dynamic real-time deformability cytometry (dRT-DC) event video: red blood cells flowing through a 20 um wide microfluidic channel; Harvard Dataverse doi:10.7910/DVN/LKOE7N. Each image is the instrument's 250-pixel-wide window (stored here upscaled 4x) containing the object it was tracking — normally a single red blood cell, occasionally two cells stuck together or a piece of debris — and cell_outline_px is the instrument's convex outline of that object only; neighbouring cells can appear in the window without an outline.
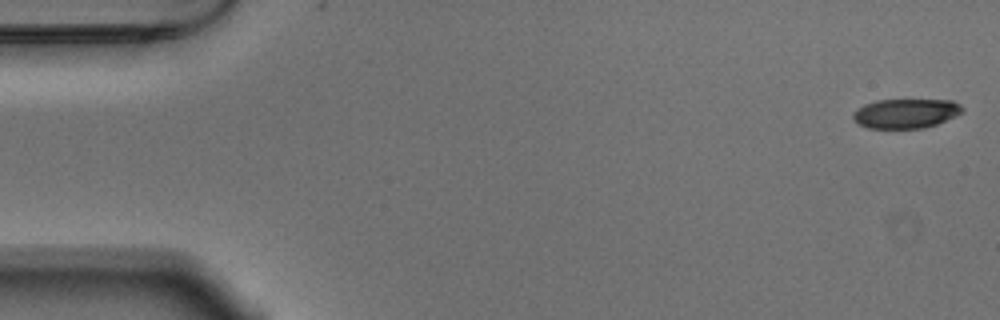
{"species": "Egyptian fruit bat (a non-hibernating species)", "species_latin": "Rousettus aegyptiacus", "temperature_condition": "warm", "stored_images_in_passage": 54, "camera_frame_rate_fps": 3000, "um_per_image_px": 0.085, "animal": {"sex": "male"}, "frame": {"image": 1, "passage_image": 1, "time_ms": 0.0, "image_size_px": [1000, 320], "cell_outline_px": [[964, 112], [956, 116], [936, 124], [924, 128], [868, 128], [860, 124], [852, 116], [864, 104], [876, 100], [952, 100], [960, 104], [964, 108]], "centroid_in_image_um": [77.06, 9.63], "position_along_channel_um": 7.9, "area_um2": 18.61}}
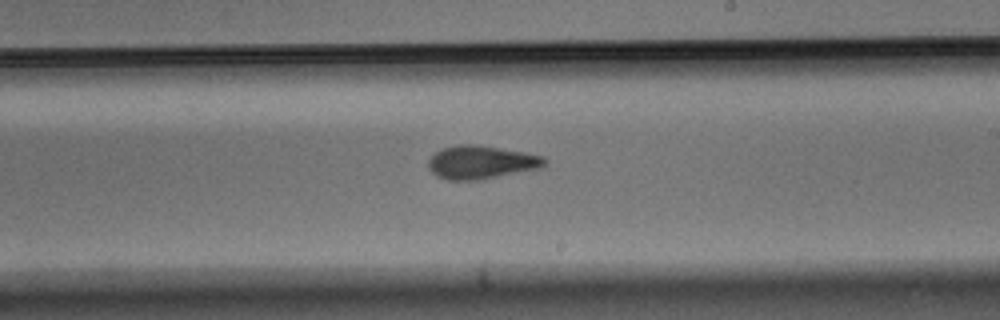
{"frame": {"image": 2, "passage_image": 31, "time_ms": 10.0, "image_size_px": [1000, 320], "cell_outline_px": [[548, 160], [540, 168], [476, 180], [448, 180], [436, 176], [428, 168], [428, 160], [436, 152], [444, 148], [460, 144], [472, 144], [524, 152], [544, 156]], "centroid_in_image_um": [40.88, 13.79], "position_along_channel_um": 248.1, "area_um2": 22.25}}
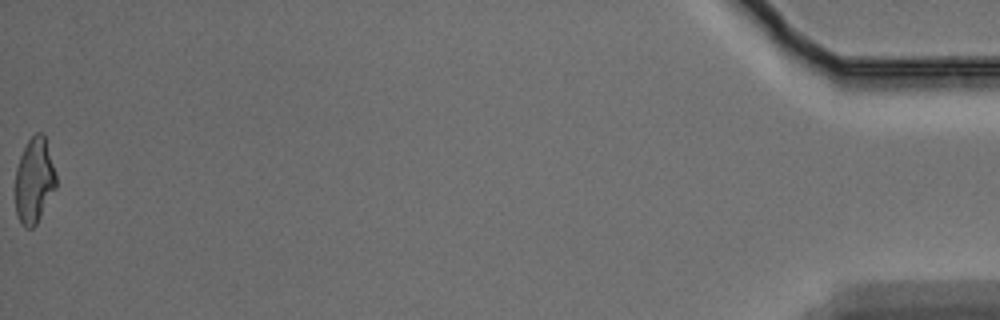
{"frame": {"image": 3, "passage_image": 54, "time_ms": 17.667, "image_size_px": [1000, 320], "cell_outline_px": [[56, 188], [36, 224], [32, 228], [24, 228], [20, 224], [16, 212], [16, 168], [20, 156], [28, 140], [36, 132], [40, 132], [44, 136], [56, 172]], "centroid_in_image_um": [2.91, 15.37], "position_along_channel_um": 432.3, "area_um2": 20.17}, "authors_computed_cell_mechanics": {"area_um2": 21.1548, "velocity_mm_per_s": 3.7308, "shape_relaxation_time_tau1_ms": 4.4948, "shape_relaxation_time_tau2_ms": 2.3582, "deformation_change_tau1": 0.1439, "deformation_change_tau2": 0.1069}}